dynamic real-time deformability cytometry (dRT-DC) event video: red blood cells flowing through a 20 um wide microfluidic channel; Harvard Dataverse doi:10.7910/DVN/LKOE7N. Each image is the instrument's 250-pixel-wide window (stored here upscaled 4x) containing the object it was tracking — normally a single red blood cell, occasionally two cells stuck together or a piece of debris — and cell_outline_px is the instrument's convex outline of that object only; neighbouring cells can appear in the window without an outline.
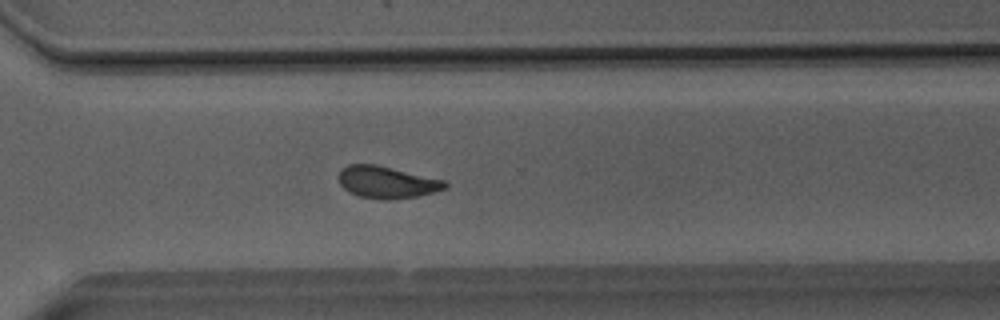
{"species": "Egyptian fruit bat (a non-hibernating species)", "species_latin": "Rousettus aegyptiacus", "temperature_condition": "room temperature", "stored_images_in_passage": 37, "segment_of_instrument_passage": [1, 2], "camera_frame_rate_fps": 3000, "um_per_image_px": 0.085, "animal": {"sex": "male"}, "frame": {"image": 1, "passage_image": 22, "time_ms": 7.0, "image_size_px": [1000, 320], "cell_outline_px": [[448, 188], [436, 192], [420, 196], [384, 200], [360, 196], [348, 192], [340, 184], [336, 176], [340, 168], [348, 164], [376, 164], [444, 180], [448, 184]], "centroid_in_image_um": [32.86, 15.48], "position_along_channel_um": 337.7, "area_um2": 20.11}}
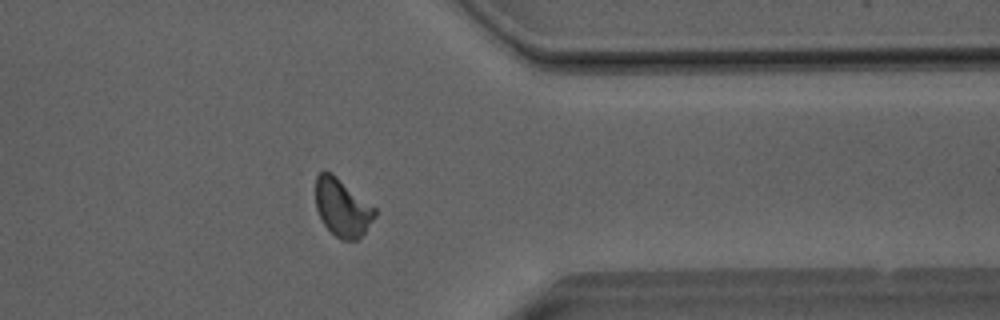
{"frame": {"image": 2, "passage_image": 26, "time_ms": 8.333, "image_size_px": [1000, 320], "cell_outline_px": [[376, 216], [364, 232], [356, 240], [340, 240], [324, 224], [316, 208], [316, 176], [320, 172], [332, 172], [376, 208]], "centroid_in_image_um": [29.1, 17.63], "position_along_channel_um": 382.3, "area_um2": 19.77}}
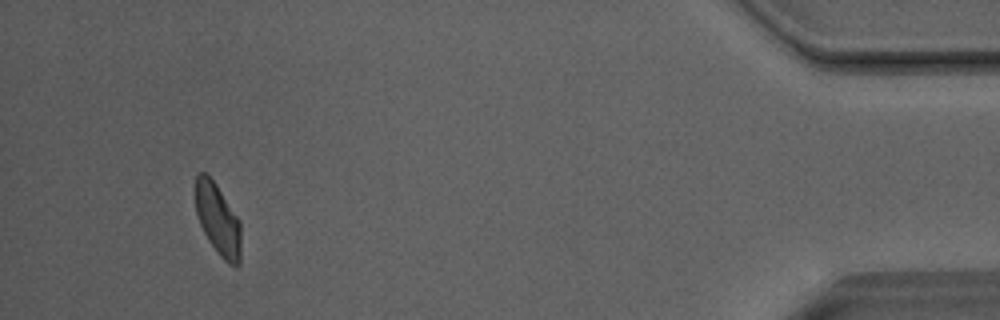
{"frame": {"image": 3, "passage_image": 33, "time_ms": 10.667, "image_size_px": [1000, 320], "cell_outline_px": [[240, 264], [236, 268], [228, 264], [220, 256], [208, 240], [200, 224], [196, 212], [196, 176], [200, 172], [204, 172], [216, 184], [240, 220]], "centroid_in_image_um": [18.54, 18.7], "position_along_channel_um": 416.7, "area_um2": 18.84}}